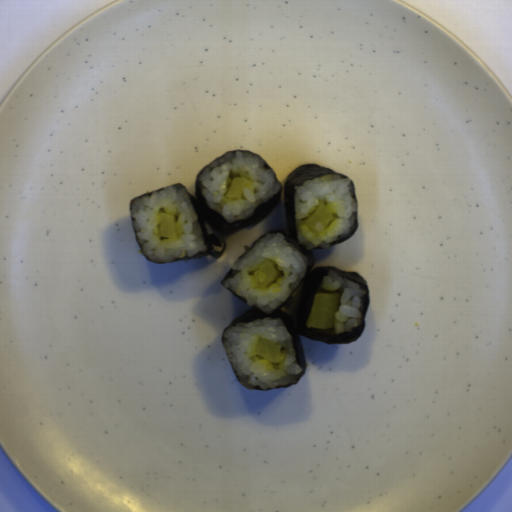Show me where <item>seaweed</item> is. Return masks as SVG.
<instances>
[{
    "label": "seaweed",
    "mask_w": 512,
    "mask_h": 512,
    "mask_svg": "<svg viewBox=\"0 0 512 512\" xmlns=\"http://www.w3.org/2000/svg\"><path fill=\"white\" fill-rule=\"evenodd\" d=\"M326 175H339L341 177H344L346 179H349L352 185L353 195L355 199V203L357 206V215H356V225L355 230L352 235L347 237L346 239H343L341 241L331 243V246L342 243L344 241H347L352 236L355 235L358 226H359V215H358V202H357V195L354 187V183L351 178H349L347 175H344L342 173H339L333 169L316 165V164H306V165H300L293 171L289 173V175L286 177L284 181L283 186V210L285 214L286 219V225L285 228H279V229H272L263 235L259 236L250 246H245L244 252L240 255L242 256L245 252H247L260 238H262L265 234L268 233H278L282 234L283 237L291 243L300 253H302L306 257L307 261V268H306V274L301 281L299 287L280 305L278 306L272 313H263L261 310H259L257 307L248 306L246 305V301L242 299L239 295L225 287L222 283L227 278V276L231 273L233 266L230 268V270L227 272L225 277L220 281V285L232 293L234 296H236L239 300H241L246 307H250L247 310L241 312L237 316L233 318V320L228 324V326L223 330V333L226 329L229 327L242 324L249 321L259 320L263 318H278L283 321L284 325L288 329L289 333L292 336L294 348L297 356V360L302 367V372L297 380V382L276 387V388H283V387H291L297 383L300 382V380L303 378L306 372L307 364H306V358L304 354L303 344L301 337H306L312 340H316L322 343H328V344H349L351 342L356 341L358 338H360L364 332V329L366 327V314L368 310V305L370 301L369 296V290L367 286L366 280L359 274L354 271H344L342 269H339L337 267L332 266H318L316 268V257L312 250L315 249H325L323 247H315L313 249H305L304 245H300L299 243V236H298V225H297V217H296V208H295V198H296V191L298 187L303 184L305 181L317 179ZM239 256V257H240ZM238 257V258H239ZM237 258V259H238ZM236 259V260H237ZM235 260V261H236ZM235 263V262H234ZM234 265V264H233ZM336 270L341 275L346 276L352 280L357 281L366 291V299H365V308L363 312L362 321L358 328H356L354 331L346 332V333H340V334H328V333H322L318 331H314L312 329H309L306 326L307 317L310 312L313 297L314 294L318 292V288L324 278V276L330 271V270ZM222 333V335H223ZM222 346H223V338H221ZM226 355V354H225ZM227 358V356H226ZM228 360V358H227ZM229 366L231 368V371L238 383V385L247 388L251 391H267L271 389H253L249 387H245L242 384H240L229 360H228Z\"/></svg>",
    "instance_id": "obj_1"
},
{
    "label": "seaweed",
    "mask_w": 512,
    "mask_h": 512,
    "mask_svg": "<svg viewBox=\"0 0 512 512\" xmlns=\"http://www.w3.org/2000/svg\"><path fill=\"white\" fill-rule=\"evenodd\" d=\"M240 151L241 152H246V153H252V154L262 158L264 163H265L264 168L265 169H269V170L272 171L275 180L281 185V187H280L279 192L274 197H272L271 199H269L268 201H266L265 203L260 205L256 209L255 213L253 215H251L249 218H247L246 220H239V221H235V222H231L230 223V222L226 221L223 217H221L218 213H216L215 211H213L212 209L207 207V205H206V203H205V201H204V199L202 197V193H201V189H200V186H199L198 178H199L202 170L204 168H206L212 162L218 160L219 158H221V157H223V156H225L227 154H231V153H234V152H240ZM170 186L182 187L183 189L186 190V192H187V194H188V196L190 198V201H191V203H192V205L194 207V210H195V212H196V214L198 216L200 225L202 227L207 248H206V250H204L200 254L193 255V256H190V257H182V258H179L177 260H174V261L168 262V263L180 262V261H188V260H192V259H196V258H201V257H205V256H210V257L218 260L224 254L225 249L227 247V244L223 240H220L218 236H216L214 234H210L208 229H207V224L210 225L212 231L219 233L223 237L224 236H231V235H233V234H235V233H237V232H239L241 230H244V229H247V228H251V227H254V226L258 225L266 216H268L276 208V206L281 201V196H282V183L280 182V180L278 179V177L275 174L274 170L272 169V167L269 165V163L266 161L265 158H263L262 156L258 155L255 152H250V151H245V150H232L230 152H227L225 154L220 155L219 157H217L216 159H214L213 161H211L210 163L205 165L197 173L196 178L194 180V195H192L190 193V191L186 187H184L182 184H180L178 182L174 183V184H171V185H168V186H165V187H162V188H159V189H156V190H153V191H150V192H147L145 194H142V195H139L137 197H134L133 199L130 200V203H129V217H130V204L132 203L133 200H138V199H140V198H142V197H144L146 195H149V194H152L154 192L163 190V189L168 188ZM130 221H131V217H130ZM131 226H132V221H131ZM132 231H133V226H132ZM133 235H134V231H133ZM134 239H135V235H134ZM135 241H136V239H135ZM136 243H137V241H136ZM137 245H138V243H137ZM138 247H139V245H138ZM144 258L146 260H148L146 257H144ZM149 262L151 264H162L163 265V263H152L151 261H149ZM168 263H164V264H168Z\"/></svg>",
    "instance_id": "obj_2"
}]
</instances>
